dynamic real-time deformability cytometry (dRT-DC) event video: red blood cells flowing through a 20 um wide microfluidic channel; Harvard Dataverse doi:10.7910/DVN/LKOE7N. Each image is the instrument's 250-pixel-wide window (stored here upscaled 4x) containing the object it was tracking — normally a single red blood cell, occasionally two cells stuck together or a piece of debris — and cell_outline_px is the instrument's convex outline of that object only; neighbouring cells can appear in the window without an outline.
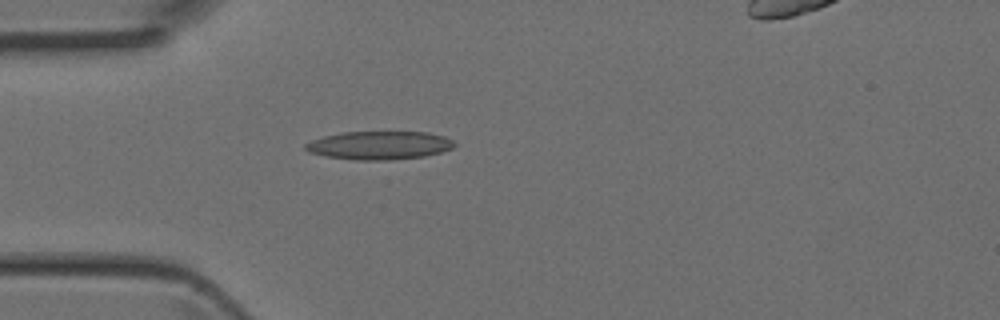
{"species": "Egyptian fruit bat (a non-hibernating species)", "species_latin": "Rousettus aegyptiacus", "temperature_condition": "room temperature", "stored_images_in_passage": 31, "camera_frame_rate_fps": 3000, "um_per_image_px": 0.085, "animal": {"sex": "female"}, "frame": {"image": 1, "passage_image": 1, "time_ms": 0.0, "image_size_px": [1000, 320], "cell_outline_px": [[456, 144], [452, 148], [440, 152], [424, 156], [388, 160], [356, 160], [328, 156], [308, 152], [304, 148], [304, 144], [312, 140], [324, 136], [340, 132], [428, 132], [444, 136], [452, 140]], "centroid_in_image_um": [32.23, 12.34], "position_along_channel_um": 52.8, "area_um2": 24.51}}
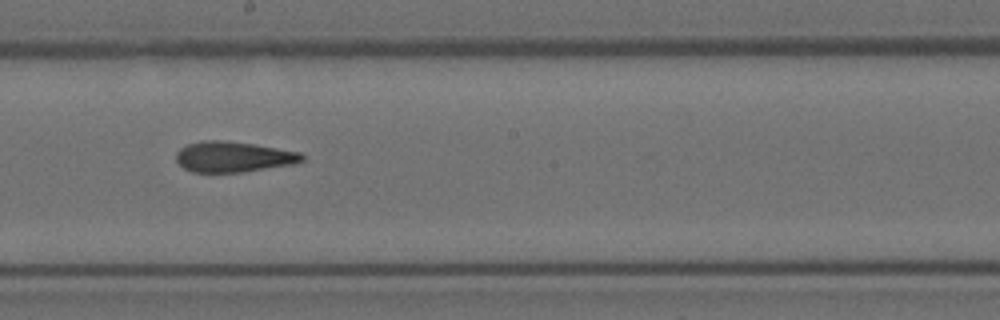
{"frame": {"image": 2, "passage_image": 13, "time_ms": 4.0, "image_size_px": [1000, 320], "cell_outline_px": [[304, 160], [292, 164], [240, 172], [192, 172], [184, 168], [176, 160], [176, 152], [180, 148], [188, 144], [204, 140], [224, 140], [256, 144], [300, 152], [304, 156]], "centroid_in_image_um": [19.82, 13.32], "position_along_channel_um": 228.4, "area_um2": 22.37}}
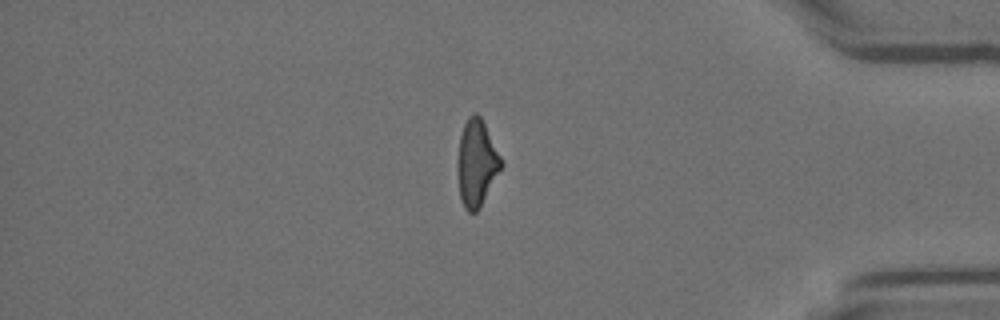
{"frame": {"image": 3, "passage_image": 26, "time_ms": 8.333, "image_size_px": [1000, 320], "cell_outline_px": [[504, 164], [480, 208], [476, 212], [468, 212], [464, 208], [460, 196], [460, 136], [464, 124], [468, 116], [472, 112], [476, 112], [480, 116]], "centroid_in_image_um": [40.56, 13.87], "position_along_channel_um": 394.6, "area_um2": 21.15}}